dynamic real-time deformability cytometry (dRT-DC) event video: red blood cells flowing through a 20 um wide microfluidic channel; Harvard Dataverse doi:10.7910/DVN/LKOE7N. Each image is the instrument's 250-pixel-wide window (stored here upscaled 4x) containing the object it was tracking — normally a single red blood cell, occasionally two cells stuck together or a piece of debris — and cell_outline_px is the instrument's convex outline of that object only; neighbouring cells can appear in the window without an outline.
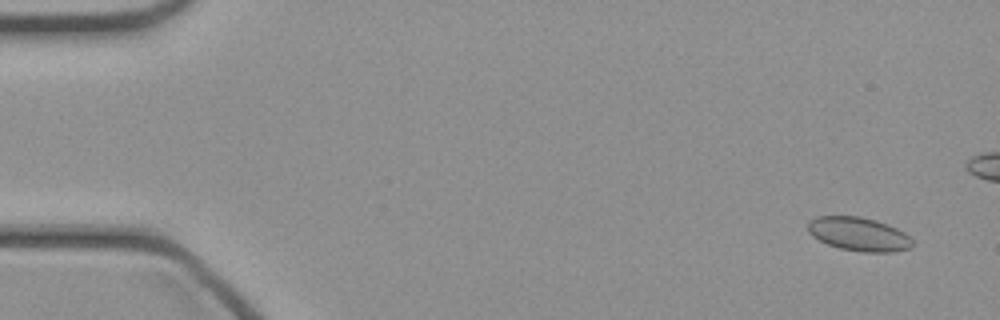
{"species": "common noctule bat (a hibernating species)", "species_latin": "Nyctalus noctula", "temperature_condition": "cold", "stored_images_in_passage": 14, "camera_frame_rate_fps": 3000, "um_per_image_px": 0.085, "animal": {"sex": "female", "body_mass_g": 21.9}, "frame": {"image": 1, "passage_image": 3, "time_ms": 0.667, "image_size_px": [1000, 320], "cell_outline_px": [[912, 248], [892, 252], [860, 252], [840, 248], [828, 244], [812, 236], [808, 232], [808, 220], [816, 216], [860, 216], [876, 220], [896, 228], [904, 232], [912, 240]], "centroid_in_image_um": [72.98, 19.89], "position_along_channel_um": 12.0, "area_um2": 20.58}}